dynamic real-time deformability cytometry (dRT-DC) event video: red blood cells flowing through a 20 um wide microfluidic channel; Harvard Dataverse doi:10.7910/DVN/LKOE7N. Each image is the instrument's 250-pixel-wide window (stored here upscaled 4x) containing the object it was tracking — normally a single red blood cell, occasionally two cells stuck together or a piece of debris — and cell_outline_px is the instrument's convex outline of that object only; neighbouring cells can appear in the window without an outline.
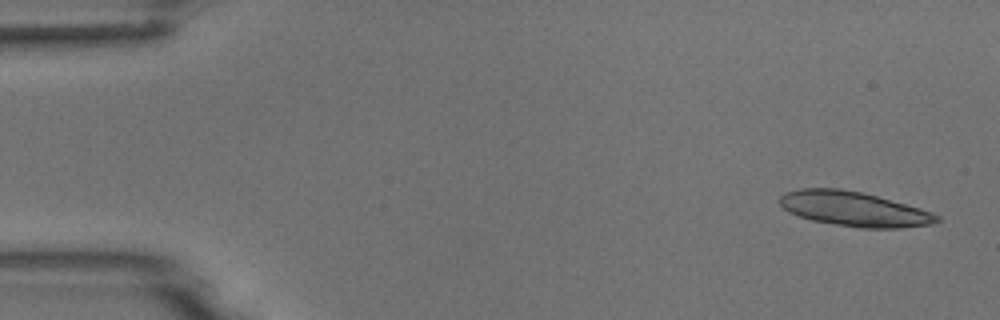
{"species": "common noctule bat (a hibernating species)", "species_latin": "Nyctalus noctula", "temperature_condition": "room temperature", "stored_images_in_passage": 6, "segment_of_instrument_passage": [1, 2], "camera_frame_rate_fps": 3000, "um_per_image_px": 0.085, "animal": {"sex": "male", "body_mass_g": 18.8}, "frame": {"image": 1, "passage_image": 1, "time_ms": 0.0, "image_size_px": [1000, 320], "cell_outline_px": [[940, 220], [932, 224], [900, 228], [856, 228], [812, 220], [788, 212], [780, 204], [780, 196], [784, 192], [800, 188], [840, 188], [860, 192], [876, 196], [920, 208], [932, 212], [940, 216]], "centroid_in_image_um": [72.58, 17.76], "position_along_channel_um": 12.4, "area_um2": 31.67}}